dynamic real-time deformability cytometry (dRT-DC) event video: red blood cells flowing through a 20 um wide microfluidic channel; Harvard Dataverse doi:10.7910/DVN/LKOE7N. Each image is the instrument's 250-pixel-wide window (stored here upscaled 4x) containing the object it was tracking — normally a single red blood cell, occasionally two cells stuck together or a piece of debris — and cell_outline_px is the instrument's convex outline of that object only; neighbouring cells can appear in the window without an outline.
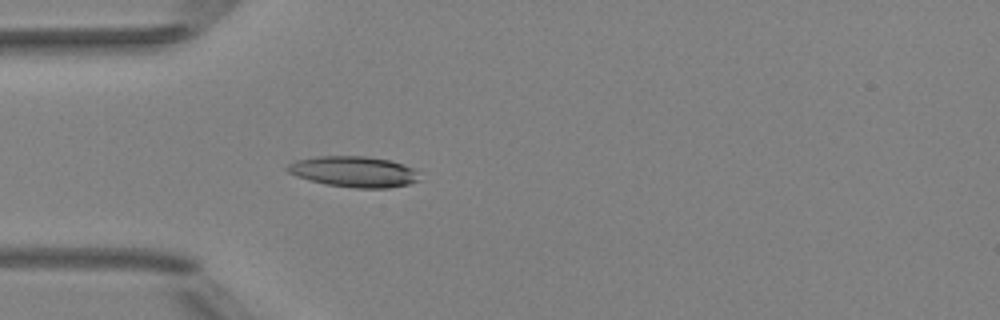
{"species": "Egyptian fruit bat (a non-hibernating species)", "species_latin": "Rousettus aegyptiacus", "temperature_condition": "room temperature", "stored_images_in_passage": 4, "camera_frame_rate_fps": 3000, "um_per_image_px": 0.085, "animal": {"sex": "female"}, "frame": {"image": 1, "passage_image": 4, "time_ms": 3.667, "image_size_px": [1000, 320], "cell_outline_px": [[420, 180], [408, 184], [388, 188], [356, 188], [324, 184], [296, 176], [288, 172], [284, 168], [288, 164], [296, 160], [316, 156], [364, 156], [388, 160], [412, 168], [416, 172]], "centroid_in_image_um": [30.02, 14.59], "position_along_channel_um": 55.0, "area_um2": 23.58}}